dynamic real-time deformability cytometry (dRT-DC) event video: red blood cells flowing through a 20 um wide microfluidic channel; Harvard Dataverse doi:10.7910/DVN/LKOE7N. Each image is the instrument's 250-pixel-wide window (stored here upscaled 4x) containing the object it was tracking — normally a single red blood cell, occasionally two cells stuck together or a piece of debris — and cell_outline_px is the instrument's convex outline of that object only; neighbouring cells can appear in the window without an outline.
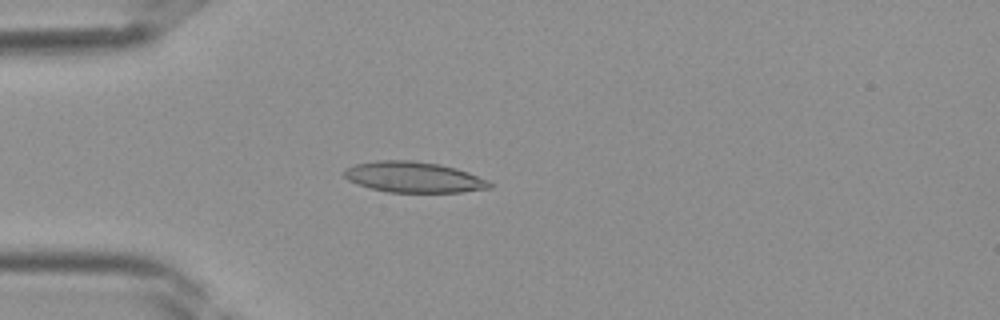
{"species": "Egyptian fruit bat (a non-hibernating species)", "species_latin": "Rousettus aegyptiacus", "temperature_condition": "room temperature", "stored_images_in_passage": 38, "camera_frame_rate_fps": 3000, "um_per_image_px": 0.085, "frame": {"image": 1, "passage_image": 10, "time_ms": 3.0, "image_size_px": [1000, 320], "cell_outline_px": [[492, 188], [460, 192], [388, 192], [372, 188], [348, 180], [344, 176], [344, 168], [356, 164], [376, 160], [412, 160], [440, 164], [456, 168], [468, 172], [488, 180], [492, 184]], "centroid_in_image_um": [35.18, 15.05], "position_along_channel_um": 49.8, "area_um2": 26.01}}
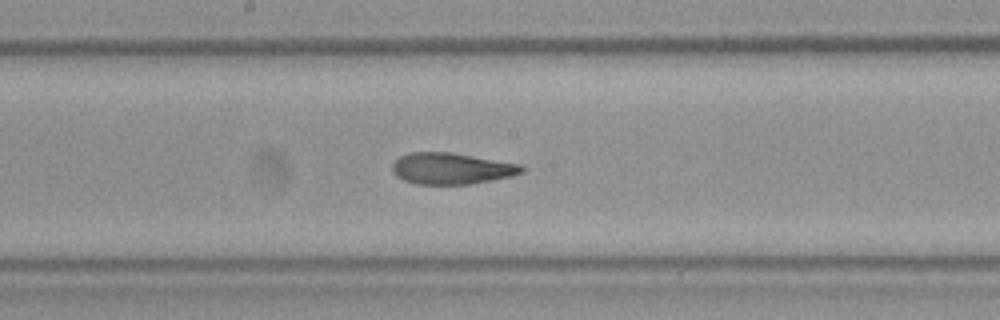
{"frame": {"image": 2, "passage_image": 20, "time_ms": 6.333, "image_size_px": [1000, 320], "cell_outline_px": [[528, 168], [524, 172], [512, 176], [492, 180], [468, 184], [416, 184], [404, 180], [396, 176], [392, 172], [392, 164], [400, 156], [408, 152], [452, 152], [520, 164]], "centroid_in_image_um": [38.39, 14.32], "position_along_channel_um": 209.8, "area_um2": 23.81}}
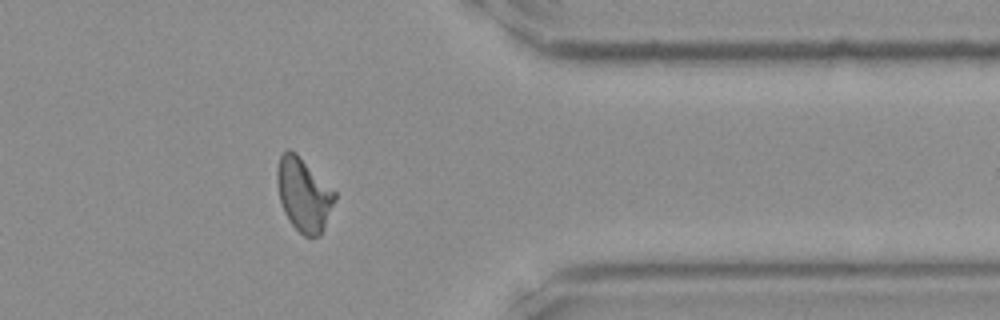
{"frame": {"image": 3, "passage_image": 31, "time_ms": 10.0, "image_size_px": [1000, 320], "cell_outline_px": [[336, 196], [324, 228], [320, 236], [304, 236], [288, 220], [284, 212], [280, 200], [276, 180], [276, 168], [280, 156], [288, 148], [296, 152], [336, 192]], "centroid_in_image_um": [25.79, 16.52], "position_along_channel_um": 385.6, "area_um2": 24.57}}